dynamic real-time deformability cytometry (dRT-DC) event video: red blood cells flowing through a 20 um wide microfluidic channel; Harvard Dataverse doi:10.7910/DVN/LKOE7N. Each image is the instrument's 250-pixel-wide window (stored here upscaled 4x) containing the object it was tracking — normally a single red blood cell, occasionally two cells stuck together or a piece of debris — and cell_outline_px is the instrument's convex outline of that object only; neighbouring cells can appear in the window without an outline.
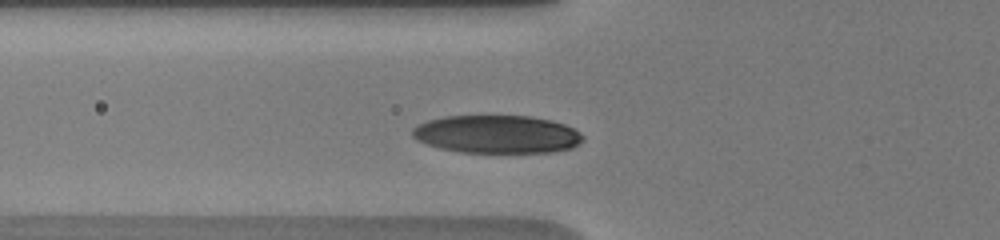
{"species": "human", "species_latin": "Homo sapiens", "temperature_condition": "warm", "stored_images_in_passage": 4, "camera_frame_rate_fps": 3000, "um_per_image_px": 0.085, "donor": {"sex": "male"}, "frame": {"image": 1, "passage_image": 2, "time_ms": 1.0, "image_size_px": [1000, 240], "cell_outline_px": [[584, 140], [572, 148], [552, 152], [460, 152], [440, 148], [416, 140], [412, 136], [412, 128], [428, 120], [444, 116], [528, 116], [552, 120], [564, 124], [580, 132], [584, 136]], "centroid_in_image_um": [42.25, 11.41], "position_along_channel_um": 83.5, "area_um2": 37.74}}